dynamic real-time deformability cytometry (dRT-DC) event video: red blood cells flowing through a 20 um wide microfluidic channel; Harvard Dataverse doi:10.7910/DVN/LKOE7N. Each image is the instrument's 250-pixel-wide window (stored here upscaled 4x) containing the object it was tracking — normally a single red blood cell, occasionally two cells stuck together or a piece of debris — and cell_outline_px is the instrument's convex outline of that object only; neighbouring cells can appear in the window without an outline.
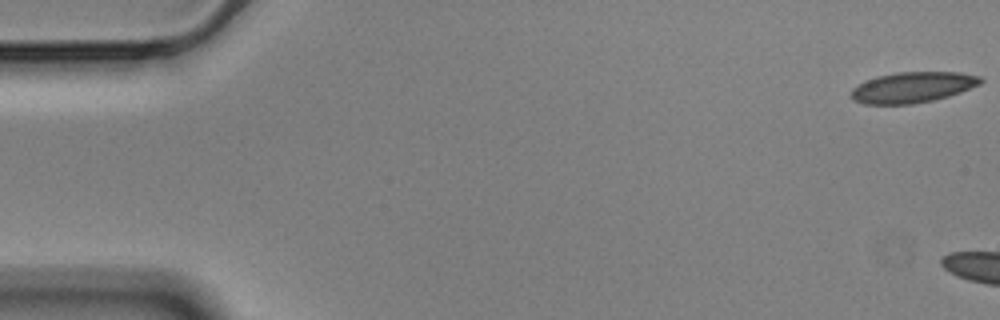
{"species": "Egyptian fruit bat (a non-hibernating species)", "species_latin": "Rousettus aegyptiacus", "temperature_condition": "cold", "stored_images_in_passage": 5, "camera_frame_rate_fps": 3000, "um_per_image_px": 0.085, "animal": {"sex": "male"}, "frame": {"image": 1, "passage_image": 1, "time_ms": 0.0, "image_size_px": [1000, 320], "cell_outline_px": [[984, 80], [980, 84], [960, 92], [948, 96], [932, 100], [912, 104], [864, 104], [852, 100], [852, 88], [856, 84], [864, 80], [876, 76], [896, 72], [960, 72], [980, 76]], "centroid_in_image_um": [77.54, 7.41], "position_along_channel_um": 7.5, "area_um2": 23.29}}